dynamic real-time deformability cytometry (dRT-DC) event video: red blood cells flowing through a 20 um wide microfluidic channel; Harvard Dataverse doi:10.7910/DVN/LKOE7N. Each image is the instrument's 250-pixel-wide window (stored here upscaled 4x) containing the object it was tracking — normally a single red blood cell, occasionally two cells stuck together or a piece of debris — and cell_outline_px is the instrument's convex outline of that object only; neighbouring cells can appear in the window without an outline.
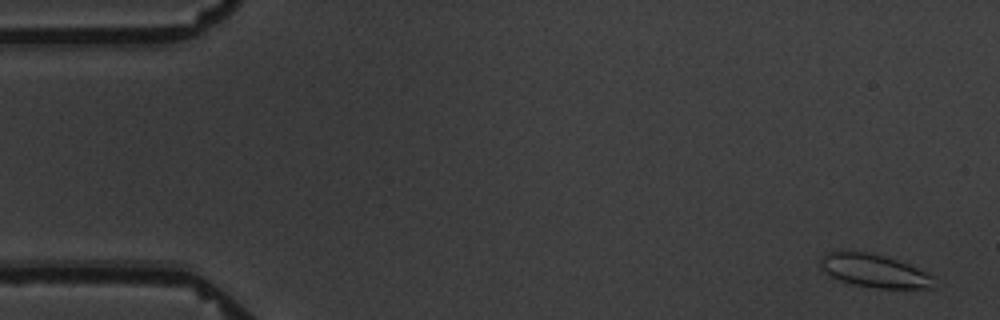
{"species": "common noctule bat (a hibernating species)", "species_latin": "Nyctalus noctula", "temperature_condition": "warm", "stored_images_in_passage": 11, "camera_frame_rate_fps": 3000, "um_per_image_px": 0.085, "animal": {"sex": "male", "body_mass_g": 19.5, "forearm_length_mm": 54.6}, "frame": {"image": 1, "passage_image": 1, "time_ms": 0.0, "image_size_px": [1000, 320], "cell_outline_px": [[932, 288], [876, 288], [852, 284], [840, 280], [832, 276], [820, 268], [820, 256], [824, 252], [848, 248], [868, 252], [884, 256], [908, 264], [932, 276]], "centroid_in_image_um": [74.18, 22.96], "position_along_channel_um": 10.8, "area_um2": 22.14}}
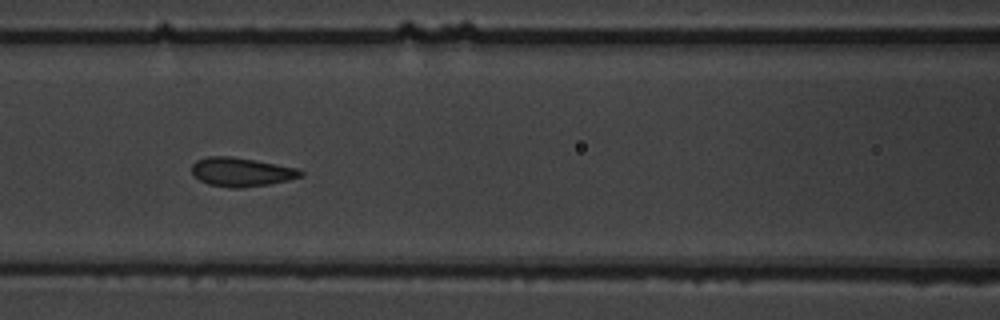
{"frame": {"image": 2, "passage_image": 7, "time_ms": 7.667, "image_size_px": [1000, 320], "cell_outline_px": [[304, 176], [288, 180], [268, 184], [244, 188], [232, 188], [208, 184], [200, 180], [192, 172], [192, 164], [196, 160], [208, 156], [228, 156], [256, 160], [300, 168], [304, 172]], "centroid_in_image_um": [20.56, 14.61], "position_along_channel_um": 146.0, "area_um2": 18.44}}
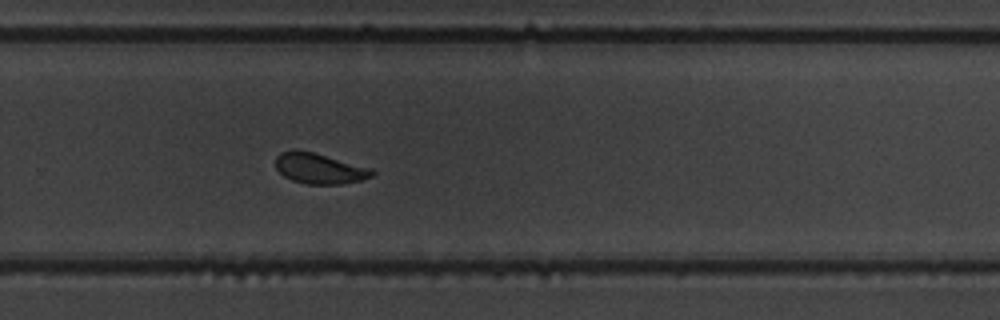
{"frame": {"image": 3, "passage_image": 11, "time_ms": 12.333, "image_size_px": [1000, 320], "cell_outline_px": [[376, 172], [372, 176], [360, 180], [340, 184], [308, 184], [292, 180], [284, 176], [276, 168], [276, 156], [280, 152], [292, 148], [296, 148], [312, 152], [372, 168]], "centroid_in_image_um": [27.12, 14.3], "position_along_channel_um": 302.7, "area_um2": 17.22}}